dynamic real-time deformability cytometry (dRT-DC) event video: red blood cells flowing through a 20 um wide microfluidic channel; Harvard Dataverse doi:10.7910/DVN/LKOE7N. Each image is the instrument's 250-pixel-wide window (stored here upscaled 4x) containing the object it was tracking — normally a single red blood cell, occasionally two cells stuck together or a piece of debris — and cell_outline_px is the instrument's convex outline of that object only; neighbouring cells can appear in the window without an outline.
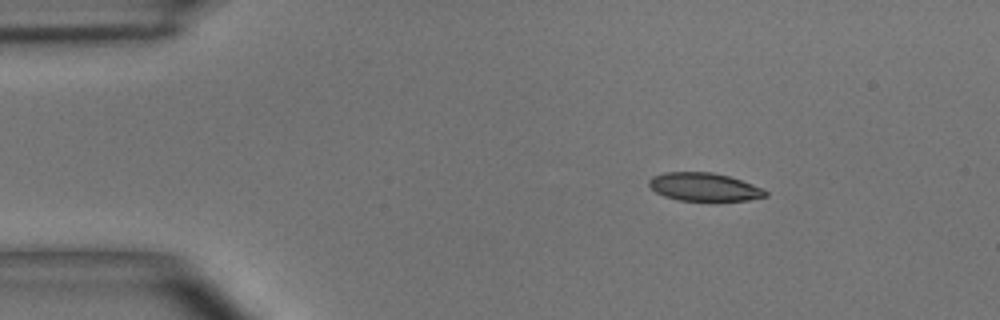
{"species": "common noctule bat (a hibernating species)", "species_latin": "Nyctalus noctula", "temperature_condition": "room temperature", "stored_images_in_passage": 3, "camera_frame_rate_fps": 3000, "um_per_image_px": 0.085, "animal": {"sex": "male", "body_mass_g": 15.6}, "frame": {"image": 1, "passage_image": 1, "time_ms": 0.0, "image_size_px": [1000, 320], "cell_outline_px": [[768, 196], [748, 200], [680, 200], [664, 196], [656, 192], [648, 184], [648, 180], [652, 176], [664, 172], [712, 172], [728, 176], [764, 188], [768, 192]], "centroid_in_image_um": [59.85, 15.88], "position_along_channel_um": 25.1, "area_um2": 19.02}}
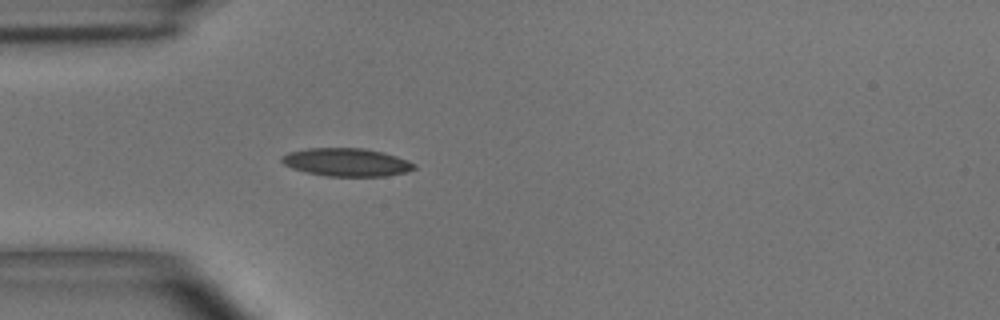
{"frame": {"image": 2, "passage_image": 3, "time_ms": 2.333, "image_size_px": [1000, 320], "cell_outline_px": [[416, 168], [404, 172], [384, 176], [328, 176], [304, 172], [292, 168], [284, 164], [280, 160], [280, 156], [288, 152], [308, 148], [364, 148], [384, 152], [408, 160], [416, 164]], "centroid_in_image_um": [29.43, 13.78], "position_along_channel_um": 55.6, "area_um2": 21.73}}